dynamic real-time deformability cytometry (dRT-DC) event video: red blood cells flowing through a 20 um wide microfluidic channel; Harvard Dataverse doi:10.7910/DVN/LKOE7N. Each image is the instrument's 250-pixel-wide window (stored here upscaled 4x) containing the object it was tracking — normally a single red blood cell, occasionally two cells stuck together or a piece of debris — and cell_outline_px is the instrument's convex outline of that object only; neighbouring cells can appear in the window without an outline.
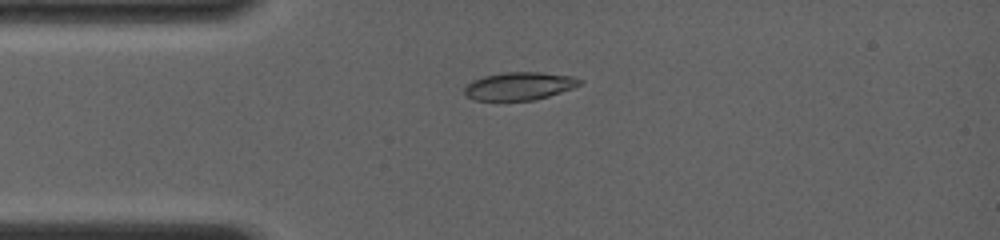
{"species": "common noctule bat (a hibernating species)", "species_latin": "Nyctalus noctula", "temperature_condition": "room temperature", "stored_images_in_passage": 2, "camera_frame_rate_fps": 4000, "um_per_image_px": 0.085, "animal": {"sex": "female", "body_mass_g": 19.0, "forearm_length_mm": 56.7}, "frame": {"image": 1, "passage_image": 1, "time_ms": 0.0, "image_size_px": [1000, 240], "cell_outline_px": [[584, 84], [536, 100], [476, 100], [464, 96], [464, 88], [472, 80], [484, 76], [500, 72], [540, 72], [572, 76], [584, 80]], "centroid_in_image_um": [44.15, 7.31], "position_along_channel_um": 40.8, "area_um2": 18.9}}